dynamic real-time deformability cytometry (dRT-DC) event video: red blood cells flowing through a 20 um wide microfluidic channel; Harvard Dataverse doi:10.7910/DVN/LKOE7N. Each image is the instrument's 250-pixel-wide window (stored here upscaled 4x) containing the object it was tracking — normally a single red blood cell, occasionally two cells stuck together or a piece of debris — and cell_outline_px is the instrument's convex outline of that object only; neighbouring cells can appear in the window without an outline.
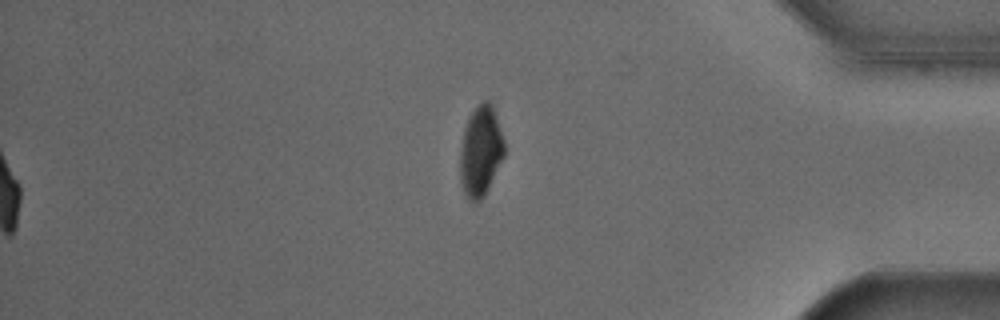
{"species": "Egyptian fruit bat (a non-hibernating species)", "species_latin": "Rousettus aegyptiacus", "temperature_condition": "cold", "stored_images_in_passage": 53, "segment_of_instrument_passage": [2, 2], "camera_frame_rate_fps": 3000, "um_per_image_px": 0.085, "animal": {"sex": "male"}, "frame": {"image": 1, "passage_image": 53, "time_ms": 17.333, "image_size_px": [1000, 320], "cell_outline_px": [[504, 156], [484, 196], [476, 204], [468, 200], [464, 192], [460, 180], [460, 152], [464, 128], [468, 116], [484, 100], [488, 100], [492, 104], [504, 140]], "centroid_in_image_um": [40.84, 12.87], "position_along_channel_um": 394.4, "area_um2": 23.24}}